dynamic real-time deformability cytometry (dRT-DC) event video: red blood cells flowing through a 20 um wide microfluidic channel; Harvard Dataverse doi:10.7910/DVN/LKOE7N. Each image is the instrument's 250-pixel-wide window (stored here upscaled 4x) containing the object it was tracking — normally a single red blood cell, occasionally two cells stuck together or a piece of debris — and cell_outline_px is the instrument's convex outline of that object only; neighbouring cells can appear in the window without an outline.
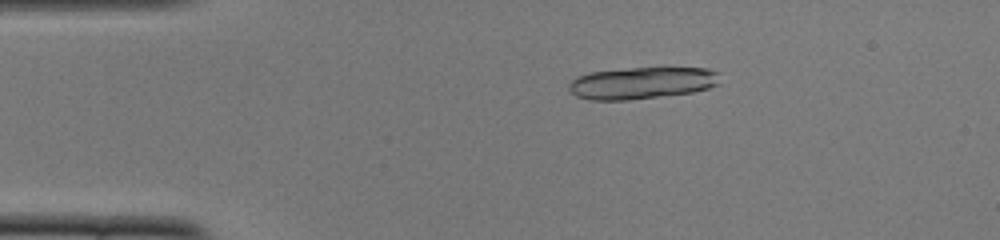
{"species": "common noctule bat (a hibernating species)", "species_latin": "Nyctalus noctula", "temperature_condition": "cold", "stored_images_in_passage": 29, "camera_frame_rate_fps": 3000, "um_per_image_px": 0.085, "animal": {"sex": "female", "body_mass_g": 22.0, "forearm_length_mm": 56.7}, "frame": {"image": 1, "passage_image": 9, "time_ms": 2.667, "image_size_px": [1000, 240], "cell_outline_px": [[720, 84], [708, 88], [692, 92], [628, 100], [592, 100], [576, 96], [568, 88], [568, 84], [576, 76], [592, 72], [632, 68], [708, 68], [716, 72]], "centroid_in_image_um": [54.54, 7.05], "position_along_channel_um": 30.5, "area_um2": 27.86}}